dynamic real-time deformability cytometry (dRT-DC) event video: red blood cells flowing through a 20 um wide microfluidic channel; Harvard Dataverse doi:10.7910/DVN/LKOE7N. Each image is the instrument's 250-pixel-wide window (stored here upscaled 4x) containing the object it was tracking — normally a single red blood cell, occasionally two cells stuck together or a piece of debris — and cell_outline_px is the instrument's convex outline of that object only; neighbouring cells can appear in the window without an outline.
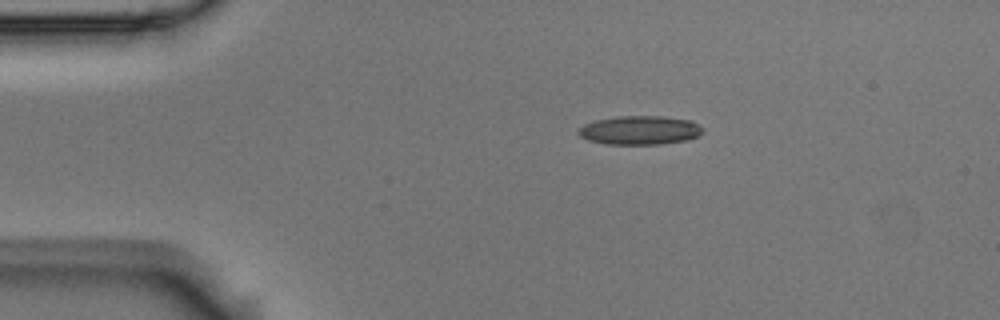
{"species": "Egyptian fruit bat (a non-hibernating species)", "species_latin": "Rousettus aegyptiacus", "temperature_condition": "room temperature", "stored_images_in_passage": 9, "camera_frame_rate_fps": 3000, "um_per_image_px": 0.085, "animal": {"sex": "male"}, "frame": {"image": 1, "passage_image": 1, "time_ms": 0.0, "image_size_px": [1000, 320], "cell_outline_px": [[704, 132], [688, 140], [660, 144], [604, 144], [588, 140], [580, 136], [576, 132], [584, 124], [596, 120], [616, 116], [664, 116], [692, 120], [704, 128]], "centroid_in_image_um": [54.4, 11.06], "position_along_channel_um": 30.6, "area_um2": 21.1}}
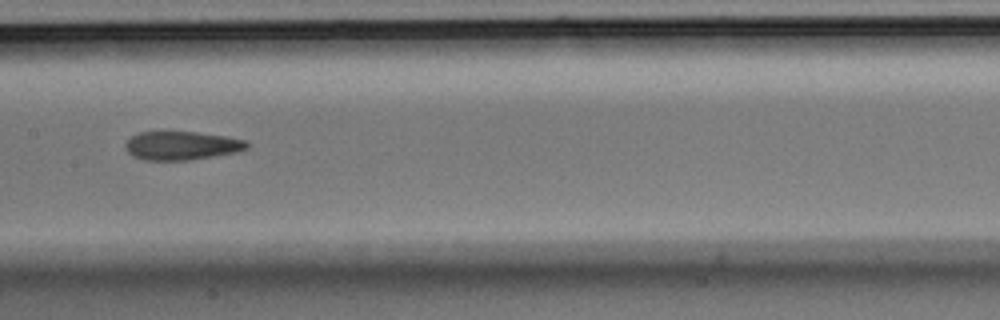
{"frame": {"image": 2, "passage_image": 6, "time_ms": 1.667, "image_size_px": [1000, 320], "cell_outline_px": [[252, 144], [248, 148], [236, 152], [188, 160], [144, 160], [132, 156], [128, 152], [124, 144], [132, 136], [140, 132], [196, 132], [224, 136], [244, 140]], "centroid_in_image_um": [15.44, 12.38], "position_along_channel_um": 192.0, "area_um2": 20.11}}
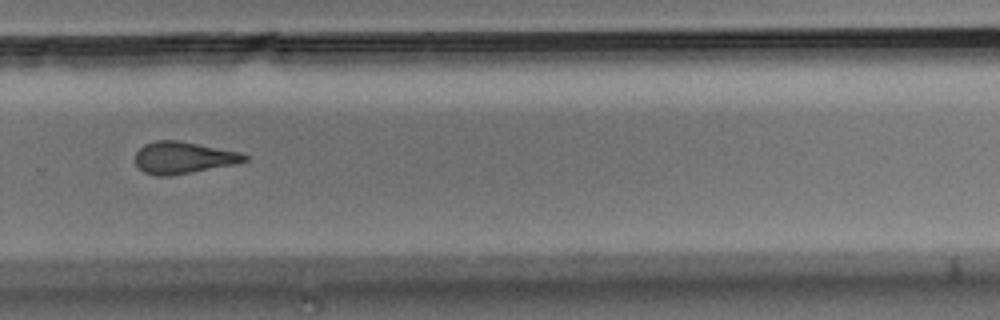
{"frame": {"image": 3, "passage_image": 9, "time_ms": 2.667, "image_size_px": [1000, 320], "cell_outline_px": [[248, 160], [236, 164], [172, 176], [156, 176], [144, 172], [136, 164], [136, 152], [144, 144], [156, 140], [176, 140], [240, 152], [248, 156]], "centroid_in_image_um": [15.58, 13.41], "position_along_channel_um": 314.2, "area_um2": 20.29}}